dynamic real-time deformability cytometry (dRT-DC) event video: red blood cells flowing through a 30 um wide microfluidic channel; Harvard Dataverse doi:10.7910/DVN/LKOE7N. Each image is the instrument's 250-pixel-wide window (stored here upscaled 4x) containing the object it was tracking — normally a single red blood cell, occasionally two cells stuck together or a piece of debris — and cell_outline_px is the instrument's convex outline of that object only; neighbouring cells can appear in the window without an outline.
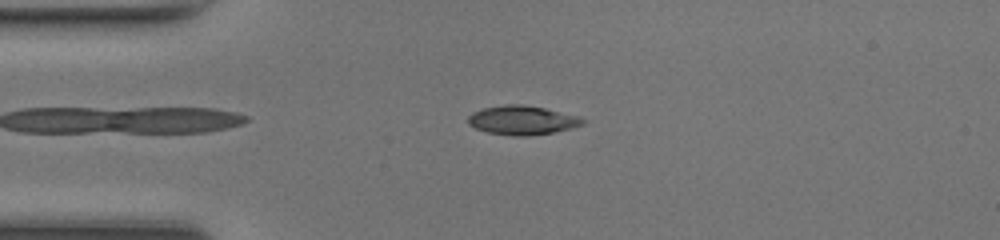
{"species": "common noctule bat (a hibernating species)", "species_latin": "Nyctalus noctula", "temperature_condition": "room temperature", "stored_images_in_passage": 43, "camera_frame_rate_fps": 3000, "um_per_image_px": 0.085, "animal": {"sex": "female", "body_mass_g": 17.0, "forearm_length_mm": 48.0}, "frame": {"image": 1, "passage_image": 7, "time_ms": 2.0, "image_size_px": [1000, 240], "cell_outline_px": [[584, 124], [572, 128], [556, 132], [524, 136], [512, 136], [488, 132], [476, 128], [468, 124], [468, 116], [472, 112], [484, 108], [504, 104], [524, 104], [544, 108], [576, 116], [584, 120]], "centroid_in_image_um": [44.36, 10.22], "position_along_channel_um": 40.6, "area_um2": 19.31}}
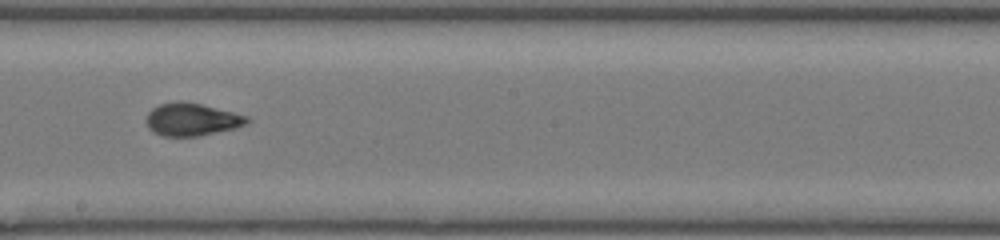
{"frame": {"image": 2, "passage_image": 22, "time_ms": 7.0, "image_size_px": [1000, 240], "cell_outline_px": [[252, 120], [248, 124], [236, 128], [200, 136], [160, 136], [152, 132], [148, 128], [144, 120], [148, 112], [152, 108], [160, 104], [176, 100], [180, 100], [200, 104], [248, 116]], "centroid_in_image_um": [16.28, 10.16], "position_along_channel_um": 231.9, "area_um2": 19.54}}
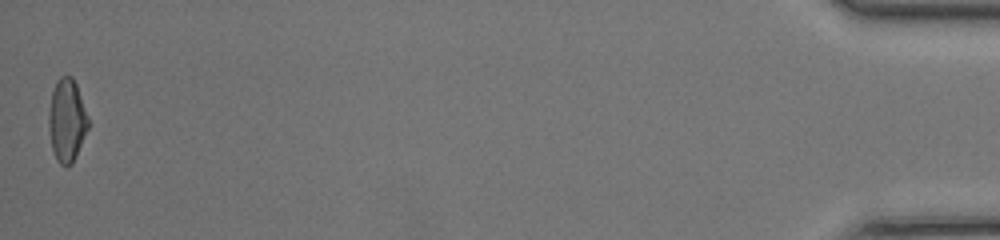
{"frame": {"image": 3, "passage_image": 43, "time_ms": 14.0, "image_size_px": [1000, 240], "cell_outline_px": [[92, 124], [72, 164], [68, 168], [64, 168], [56, 160], [52, 148], [48, 128], [48, 116], [52, 92], [56, 80], [60, 76], [72, 76], [76, 84]], "centroid_in_image_um": [5.71, 10.27], "position_along_channel_um": 429.5, "area_um2": 19.71}, "authors_computed_cell_mechanics": {"area_um2": 19.1318, "velocity_mm_per_s": 4.3064, "shape_relaxation_time_tau1_ms": 6.7059, "shape_relaxation_time_tau2_ms": 1.2366, "deformation_change_tau1": 0.2333, "deformation_change_tau2": 0.0681}}